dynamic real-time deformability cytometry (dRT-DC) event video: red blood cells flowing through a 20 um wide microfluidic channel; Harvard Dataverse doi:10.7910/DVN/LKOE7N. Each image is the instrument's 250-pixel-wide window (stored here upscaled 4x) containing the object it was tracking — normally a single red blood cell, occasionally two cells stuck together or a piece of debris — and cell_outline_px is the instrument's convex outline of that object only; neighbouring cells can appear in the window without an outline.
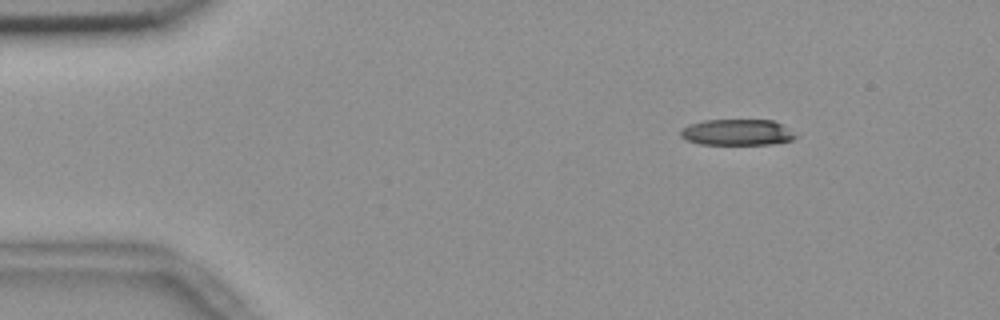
{"species": "common noctule bat (a hibernating species)", "species_latin": "Nyctalus noctula", "temperature_condition": "room temperature", "stored_images_in_passage": 49, "camera_frame_rate_fps": 3000, "um_per_image_px": 0.085, "animal": {"sex": "female", "body_mass_g": 18.4}, "frame": {"image": 1, "passage_image": 1, "time_ms": 0.0, "image_size_px": [1000, 320], "cell_outline_px": [[800, 136], [792, 140], [772, 144], [700, 144], [688, 140], [680, 136], [680, 132], [688, 124], [704, 120], [772, 120], [780, 124]], "centroid_in_image_um": [62.67, 11.25], "position_along_channel_um": 22.3, "area_um2": 17.4}}
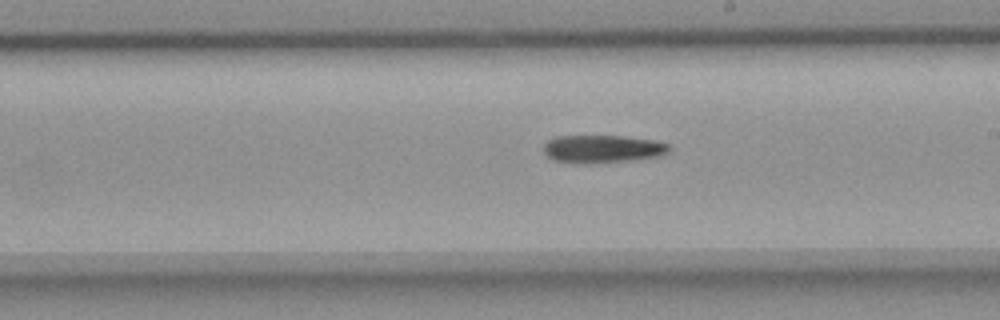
{"frame": {"image": 2, "passage_image": 25, "time_ms": 8.0, "image_size_px": [1000, 320], "cell_outline_px": [[668, 152], [656, 156], [632, 160], [592, 164], [584, 164], [552, 160], [544, 152], [544, 144], [548, 140], [556, 136], [620, 136], [652, 140], [668, 144]], "centroid_in_image_um": [51.14, 12.67], "position_along_channel_um": 237.9, "area_um2": 20.23}}
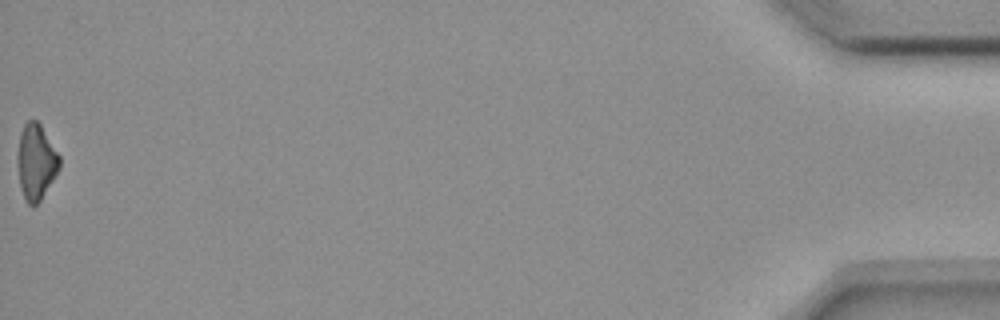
{"frame": {"image": 3, "passage_image": 49, "time_ms": 16.0, "image_size_px": [1000, 320], "cell_outline_px": [[60, 168], [40, 200], [32, 208], [28, 204], [20, 188], [16, 160], [16, 156], [20, 132], [24, 124], [28, 120], [36, 120], [40, 124], [60, 156]], "centroid_in_image_um": [3.04, 13.76], "position_along_channel_um": 432.2, "area_um2": 18.61}}